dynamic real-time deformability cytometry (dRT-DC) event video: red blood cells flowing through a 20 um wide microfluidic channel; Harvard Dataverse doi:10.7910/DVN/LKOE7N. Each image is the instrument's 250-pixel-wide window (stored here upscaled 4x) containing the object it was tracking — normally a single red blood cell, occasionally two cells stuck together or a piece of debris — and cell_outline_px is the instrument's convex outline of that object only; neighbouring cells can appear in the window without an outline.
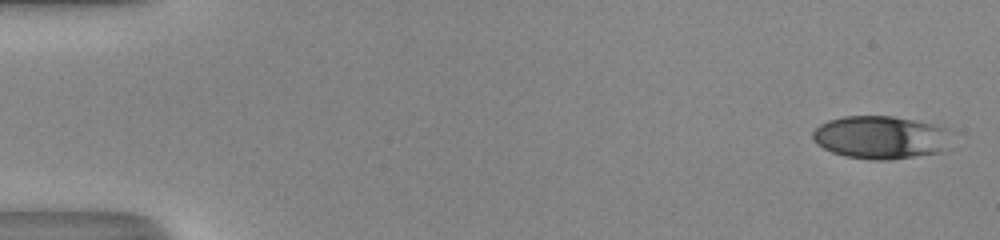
{"species": "human", "species_latin": "Homo sapiens", "temperature_condition": "room temperature", "stored_images_in_passage": 50, "camera_frame_rate_fps": 3000, "um_per_image_px": 0.085, "donor": {"sex": "male"}, "frame": {"image": 1, "passage_image": 1, "time_ms": 0.0, "image_size_px": [1000, 240], "cell_outline_px": [[948, 148], [944, 152], [888, 160], [872, 160], [844, 156], [832, 152], [816, 144], [812, 140], [812, 132], [820, 124], [828, 120], [844, 116], [892, 116], [932, 124], [948, 128]], "centroid_in_image_um": [74.83, 11.68], "position_along_channel_um": 10.2, "area_um2": 34.91}}
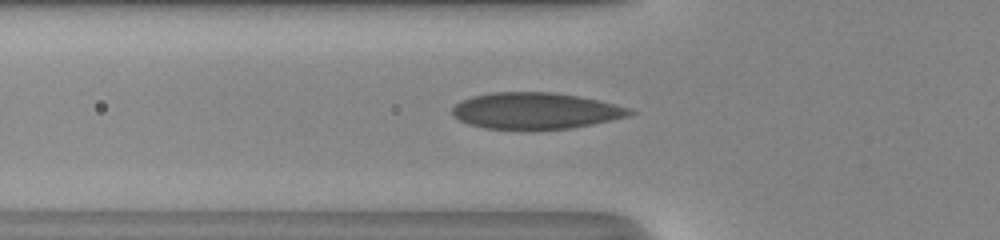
{"frame": {"image": 2, "passage_image": 18, "time_ms": 5.667, "image_size_px": [1000, 240], "cell_outline_px": [[636, 112], [628, 116], [612, 120], [572, 128], [484, 128], [468, 124], [452, 116], [452, 108], [460, 100], [472, 96], [492, 92], [552, 92], [580, 96], [600, 100], [632, 108]], "centroid_in_image_um": [45.54, 9.39], "position_along_channel_um": 80.3, "area_um2": 37.51}}
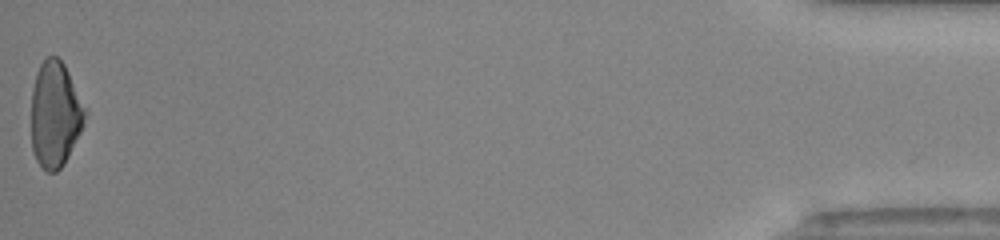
{"frame": {"image": 3, "passage_image": 50, "time_ms": 16.333, "image_size_px": [1000, 240], "cell_outline_px": [[88, 112], [80, 132], [64, 164], [56, 172], [48, 172], [36, 160], [32, 148], [32, 88], [36, 72], [44, 56], [56, 56], [64, 64]], "centroid_in_image_um": [4.68, 9.69], "position_along_channel_um": 430.5, "area_um2": 33.06}, "authors_computed_cell_mechanics": {"area_um2": 35.4603, "velocity_mm_per_s": 4.1916, "shape_relaxation_time_tau1_ms": 6.4553, "shape_relaxation_time_tau2_ms": 0.9566, "deformation_change_tau1": 0.2162, "deformation_change_tau2": 0.0748}}